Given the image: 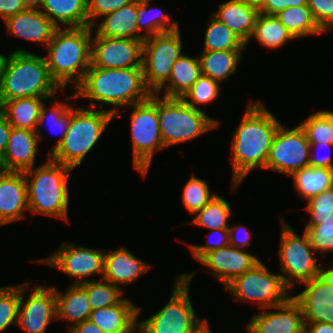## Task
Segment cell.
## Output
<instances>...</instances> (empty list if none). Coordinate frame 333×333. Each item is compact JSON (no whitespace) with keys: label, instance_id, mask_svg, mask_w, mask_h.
I'll list each match as a JSON object with an SVG mask.
<instances>
[{"label":"cell","instance_id":"obj_1","mask_svg":"<svg viewBox=\"0 0 333 333\" xmlns=\"http://www.w3.org/2000/svg\"><path fill=\"white\" fill-rule=\"evenodd\" d=\"M280 121L261 100H251L232 136V183L237 189L251 170L265 169Z\"/></svg>","mask_w":333,"mask_h":333},{"label":"cell","instance_id":"obj_2","mask_svg":"<svg viewBox=\"0 0 333 333\" xmlns=\"http://www.w3.org/2000/svg\"><path fill=\"white\" fill-rule=\"evenodd\" d=\"M152 95L144 81L142 67L100 68L90 65L83 81L74 88L71 95L64 99L86 98L91 107L112 105L109 112L120 117V107L127 108L133 104L146 101ZM97 101L99 103H95Z\"/></svg>","mask_w":333,"mask_h":333},{"label":"cell","instance_id":"obj_3","mask_svg":"<svg viewBox=\"0 0 333 333\" xmlns=\"http://www.w3.org/2000/svg\"><path fill=\"white\" fill-rule=\"evenodd\" d=\"M280 224L282 229L278 256L284 284L291 291L295 282L299 285L301 283L305 288L300 294L333 298V267L330 264L325 267L317 264L318 257L305 232L300 237L282 216Z\"/></svg>","mask_w":333,"mask_h":333},{"label":"cell","instance_id":"obj_4","mask_svg":"<svg viewBox=\"0 0 333 333\" xmlns=\"http://www.w3.org/2000/svg\"><path fill=\"white\" fill-rule=\"evenodd\" d=\"M57 28L44 56L51 78L63 90L76 88L91 65L92 27Z\"/></svg>","mask_w":333,"mask_h":333},{"label":"cell","instance_id":"obj_5","mask_svg":"<svg viewBox=\"0 0 333 333\" xmlns=\"http://www.w3.org/2000/svg\"><path fill=\"white\" fill-rule=\"evenodd\" d=\"M62 89L51 78L44 56L19 48L5 56L0 74V106L24 97H55Z\"/></svg>","mask_w":333,"mask_h":333},{"label":"cell","instance_id":"obj_6","mask_svg":"<svg viewBox=\"0 0 333 333\" xmlns=\"http://www.w3.org/2000/svg\"><path fill=\"white\" fill-rule=\"evenodd\" d=\"M46 157L44 164L24 172L29 211L68 221L67 179L73 169L52 160L48 155Z\"/></svg>","mask_w":333,"mask_h":333},{"label":"cell","instance_id":"obj_7","mask_svg":"<svg viewBox=\"0 0 333 333\" xmlns=\"http://www.w3.org/2000/svg\"><path fill=\"white\" fill-rule=\"evenodd\" d=\"M114 115L107 109L69 108V124L63 141L48 156L74 169L94 148Z\"/></svg>","mask_w":333,"mask_h":333},{"label":"cell","instance_id":"obj_8","mask_svg":"<svg viewBox=\"0 0 333 333\" xmlns=\"http://www.w3.org/2000/svg\"><path fill=\"white\" fill-rule=\"evenodd\" d=\"M196 272L176 276L168 303L148 319L138 321L137 333H201L209 326L207 319L198 318L189 296Z\"/></svg>","mask_w":333,"mask_h":333},{"label":"cell","instance_id":"obj_9","mask_svg":"<svg viewBox=\"0 0 333 333\" xmlns=\"http://www.w3.org/2000/svg\"><path fill=\"white\" fill-rule=\"evenodd\" d=\"M158 118L165 148L195 139L220 124L219 120L209 117L204 110L189 106L182 98L159 94Z\"/></svg>","mask_w":333,"mask_h":333},{"label":"cell","instance_id":"obj_10","mask_svg":"<svg viewBox=\"0 0 333 333\" xmlns=\"http://www.w3.org/2000/svg\"><path fill=\"white\" fill-rule=\"evenodd\" d=\"M127 108L132 109L130 116L132 164L136 171L145 177L154 153L165 149L158 118V94L152 93L146 101Z\"/></svg>","mask_w":333,"mask_h":333},{"label":"cell","instance_id":"obj_11","mask_svg":"<svg viewBox=\"0 0 333 333\" xmlns=\"http://www.w3.org/2000/svg\"><path fill=\"white\" fill-rule=\"evenodd\" d=\"M237 301H251L261 309L285 303L290 297L281 274L272 273L259 261L225 287Z\"/></svg>","mask_w":333,"mask_h":333},{"label":"cell","instance_id":"obj_12","mask_svg":"<svg viewBox=\"0 0 333 333\" xmlns=\"http://www.w3.org/2000/svg\"><path fill=\"white\" fill-rule=\"evenodd\" d=\"M180 29L147 37L142 45L144 81L157 93L168 81L174 62L183 54Z\"/></svg>","mask_w":333,"mask_h":333},{"label":"cell","instance_id":"obj_13","mask_svg":"<svg viewBox=\"0 0 333 333\" xmlns=\"http://www.w3.org/2000/svg\"><path fill=\"white\" fill-rule=\"evenodd\" d=\"M321 298L311 294L291 296L285 303L254 314L247 323L249 333H301L305 330V321L309 310Z\"/></svg>","mask_w":333,"mask_h":333},{"label":"cell","instance_id":"obj_14","mask_svg":"<svg viewBox=\"0 0 333 333\" xmlns=\"http://www.w3.org/2000/svg\"><path fill=\"white\" fill-rule=\"evenodd\" d=\"M310 142L304 130L297 125L289 129L280 125L274 136L266 161V170L291 175L309 166Z\"/></svg>","mask_w":333,"mask_h":333},{"label":"cell","instance_id":"obj_15","mask_svg":"<svg viewBox=\"0 0 333 333\" xmlns=\"http://www.w3.org/2000/svg\"><path fill=\"white\" fill-rule=\"evenodd\" d=\"M104 252L95 248H87L76 243H62L60 248L52 252L50 256L37 259L36 262L47 264L65 274L75 278L74 284H81L90 279L89 276L100 274L101 279L104 272ZM89 278V279H88Z\"/></svg>","mask_w":333,"mask_h":333},{"label":"cell","instance_id":"obj_16","mask_svg":"<svg viewBox=\"0 0 333 333\" xmlns=\"http://www.w3.org/2000/svg\"><path fill=\"white\" fill-rule=\"evenodd\" d=\"M29 285L30 282L20 284L17 326L26 333H46L48 325L56 320L55 287L36 285L28 298L24 299Z\"/></svg>","mask_w":333,"mask_h":333},{"label":"cell","instance_id":"obj_17","mask_svg":"<svg viewBox=\"0 0 333 333\" xmlns=\"http://www.w3.org/2000/svg\"><path fill=\"white\" fill-rule=\"evenodd\" d=\"M91 40V65L100 68L142 67L143 40L111 38L94 32Z\"/></svg>","mask_w":333,"mask_h":333},{"label":"cell","instance_id":"obj_18","mask_svg":"<svg viewBox=\"0 0 333 333\" xmlns=\"http://www.w3.org/2000/svg\"><path fill=\"white\" fill-rule=\"evenodd\" d=\"M259 261L257 256L248 253L246 249L228 245L206 253L198 262L210 269L211 274L226 287Z\"/></svg>","mask_w":333,"mask_h":333},{"label":"cell","instance_id":"obj_19","mask_svg":"<svg viewBox=\"0 0 333 333\" xmlns=\"http://www.w3.org/2000/svg\"><path fill=\"white\" fill-rule=\"evenodd\" d=\"M29 211L24 172L0 170V226L26 218Z\"/></svg>","mask_w":333,"mask_h":333},{"label":"cell","instance_id":"obj_20","mask_svg":"<svg viewBox=\"0 0 333 333\" xmlns=\"http://www.w3.org/2000/svg\"><path fill=\"white\" fill-rule=\"evenodd\" d=\"M39 143L36 131L12 127L0 170L25 172L34 168Z\"/></svg>","mask_w":333,"mask_h":333},{"label":"cell","instance_id":"obj_21","mask_svg":"<svg viewBox=\"0 0 333 333\" xmlns=\"http://www.w3.org/2000/svg\"><path fill=\"white\" fill-rule=\"evenodd\" d=\"M7 32L24 40L48 45L58 28L39 8H26L4 21Z\"/></svg>","mask_w":333,"mask_h":333},{"label":"cell","instance_id":"obj_22","mask_svg":"<svg viewBox=\"0 0 333 333\" xmlns=\"http://www.w3.org/2000/svg\"><path fill=\"white\" fill-rule=\"evenodd\" d=\"M141 310L124 297L117 304L92 310L88 320L105 333H137Z\"/></svg>","mask_w":333,"mask_h":333},{"label":"cell","instance_id":"obj_23","mask_svg":"<svg viewBox=\"0 0 333 333\" xmlns=\"http://www.w3.org/2000/svg\"><path fill=\"white\" fill-rule=\"evenodd\" d=\"M151 265L139 259L127 248L121 246L117 250L104 252L103 280L116 286L134 283L151 268Z\"/></svg>","mask_w":333,"mask_h":333},{"label":"cell","instance_id":"obj_24","mask_svg":"<svg viewBox=\"0 0 333 333\" xmlns=\"http://www.w3.org/2000/svg\"><path fill=\"white\" fill-rule=\"evenodd\" d=\"M218 21L228 26L245 44L251 42L255 21L259 14L256 7L241 0H227L218 5V11L210 13Z\"/></svg>","mask_w":333,"mask_h":333},{"label":"cell","instance_id":"obj_25","mask_svg":"<svg viewBox=\"0 0 333 333\" xmlns=\"http://www.w3.org/2000/svg\"><path fill=\"white\" fill-rule=\"evenodd\" d=\"M102 18L101 23L92 26L97 35L138 40L137 0Z\"/></svg>","mask_w":333,"mask_h":333},{"label":"cell","instance_id":"obj_26","mask_svg":"<svg viewBox=\"0 0 333 333\" xmlns=\"http://www.w3.org/2000/svg\"><path fill=\"white\" fill-rule=\"evenodd\" d=\"M53 287L56 295V320L70 321V329L89 319L92 308L86 291L79 284H72L64 294L56 286Z\"/></svg>","mask_w":333,"mask_h":333},{"label":"cell","instance_id":"obj_27","mask_svg":"<svg viewBox=\"0 0 333 333\" xmlns=\"http://www.w3.org/2000/svg\"><path fill=\"white\" fill-rule=\"evenodd\" d=\"M201 75L199 57H189L182 54L173 64L168 83L157 94L170 98H182Z\"/></svg>","mask_w":333,"mask_h":333},{"label":"cell","instance_id":"obj_28","mask_svg":"<svg viewBox=\"0 0 333 333\" xmlns=\"http://www.w3.org/2000/svg\"><path fill=\"white\" fill-rule=\"evenodd\" d=\"M39 9L58 28L88 26L87 0H42Z\"/></svg>","mask_w":333,"mask_h":333},{"label":"cell","instance_id":"obj_29","mask_svg":"<svg viewBox=\"0 0 333 333\" xmlns=\"http://www.w3.org/2000/svg\"><path fill=\"white\" fill-rule=\"evenodd\" d=\"M54 97H24L5 101L0 108L12 127L37 131L44 101Z\"/></svg>","mask_w":333,"mask_h":333},{"label":"cell","instance_id":"obj_30","mask_svg":"<svg viewBox=\"0 0 333 333\" xmlns=\"http://www.w3.org/2000/svg\"><path fill=\"white\" fill-rule=\"evenodd\" d=\"M244 50L202 51L199 55L201 74L219 83L236 72Z\"/></svg>","mask_w":333,"mask_h":333},{"label":"cell","instance_id":"obj_31","mask_svg":"<svg viewBox=\"0 0 333 333\" xmlns=\"http://www.w3.org/2000/svg\"><path fill=\"white\" fill-rule=\"evenodd\" d=\"M149 2L150 0H137L138 40H144L147 37L157 34L179 30L178 22H171L170 16L162 11V9H148L150 6ZM142 31L145 33L140 34Z\"/></svg>","mask_w":333,"mask_h":333},{"label":"cell","instance_id":"obj_32","mask_svg":"<svg viewBox=\"0 0 333 333\" xmlns=\"http://www.w3.org/2000/svg\"><path fill=\"white\" fill-rule=\"evenodd\" d=\"M294 188L308 200L333 187V170L320 167H305L292 175Z\"/></svg>","mask_w":333,"mask_h":333},{"label":"cell","instance_id":"obj_33","mask_svg":"<svg viewBox=\"0 0 333 333\" xmlns=\"http://www.w3.org/2000/svg\"><path fill=\"white\" fill-rule=\"evenodd\" d=\"M268 49L283 47L289 40L295 39L286 27L279 21L276 15L259 13L251 38Z\"/></svg>","mask_w":333,"mask_h":333},{"label":"cell","instance_id":"obj_34","mask_svg":"<svg viewBox=\"0 0 333 333\" xmlns=\"http://www.w3.org/2000/svg\"><path fill=\"white\" fill-rule=\"evenodd\" d=\"M276 17L295 39L325 33L316 23L308 5L287 7Z\"/></svg>","mask_w":333,"mask_h":333},{"label":"cell","instance_id":"obj_35","mask_svg":"<svg viewBox=\"0 0 333 333\" xmlns=\"http://www.w3.org/2000/svg\"><path fill=\"white\" fill-rule=\"evenodd\" d=\"M205 29L202 51L245 50L246 44L225 24L211 14Z\"/></svg>","mask_w":333,"mask_h":333},{"label":"cell","instance_id":"obj_36","mask_svg":"<svg viewBox=\"0 0 333 333\" xmlns=\"http://www.w3.org/2000/svg\"><path fill=\"white\" fill-rule=\"evenodd\" d=\"M232 215V207L227 200L215 195L200 209L190 223L209 230L228 229V219Z\"/></svg>","mask_w":333,"mask_h":333},{"label":"cell","instance_id":"obj_37","mask_svg":"<svg viewBox=\"0 0 333 333\" xmlns=\"http://www.w3.org/2000/svg\"><path fill=\"white\" fill-rule=\"evenodd\" d=\"M52 99H55V97L44 101V103L42 104V107L40 109L39 124L36 131L39 136V140H42L43 136L41 132V125H43L44 123H46L45 121H47L50 124L49 126L52 132L56 131L58 134L61 133V137H59V139L57 140L54 148L49 151L50 153L63 141L69 124V108L71 106V103H65V100H63V102L56 100L53 105L50 106V108L46 107L45 102H51Z\"/></svg>","mask_w":333,"mask_h":333},{"label":"cell","instance_id":"obj_38","mask_svg":"<svg viewBox=\"0 0 333 333\" xmlns=\"http://www.w3.org/2000/svg\"><path fill=\"white\" fill-rule=\"evenodd\" d=\"M299 125L310 143L333 144V111H316Z\"/></svg>","mask_w":333,"mask_h":333},{"label":"cell","instance_id":"obj_39","mask_svg":"<svg viewBox=\"0 0 333 333\" xmlns=\"http://www.w3.org/2000/svg\"><path fill=\"white\" fill-rule=\"evenodd\" d=\"M88 296L92 310L117 304L122 298L124 291L106 280H93L79 284Z\"/></svg>","mask_w":333,"mask_h":333},{"label":"cell","instance_id":"obj_40","mask_svg":"<svg viewBox=\"0 0 333 333\" xmlns=\"http://www.w3.org/2000/svg\"><path fill=\"white\" fill-rule=\"evenodd\" d=\"M216 193H211L209 184L192 174L182 192V202L189 214H196Z\"/></svg>","mask_w":333,"mask_h":333},{"label":"cell","instance_id":"obj_41","mask_svg":"<svg viewBox=\"0 0 333 333\" xmlns=\"http://www.w3.org/2000/svg\"><path fill=\"white\" fill-rule=\"evenodd\" d=\"M305 330L308 333H333V298H321L309 310Z\"/></svg>","mask_w":333,"mask_h":333},{"label":"cell","instance_id":"obj_42","mask_svg":"<svg viewBox=\"0 0 333 333\" xmlns=\"http://www.w3.org/2000/svg\"><path fill=\"white\" fill-rule=\"evenodd\" d=\"M20 304V284L0 287V333L17 325Z\"/></svg>","mask_w":333,"mask_h":333},{"label":"cell","instance_id":"obj_43","mask_svg":"<svg viewBox=\"0 0 333 333\" xmlns=\"http://www.w3.org/2000/svg\"><path fill=\"white\" fill-rule=\"evenodd\" d=\"M220 86L218 81L201 74L182 99L189 106H192L195 109H200L196 105H207L216 100L220 93Z\"/></svg>","mask_w":333,"mask_h":333},{"label":"cell","instance_id":"obj_44","mask_svg":"<svg viewBox=\"0 0 333 333\" xmlns=\"http://www.w3.org/2000/svg\"><path fill=\"white\" fill-rule=\"evenodd\" d=\"M305 211L310 213L306 227H314L323 223V219L333 214V187L309 198Z\"/></svg>","mask_w":333,"mask_h":333},{"label":"cell","instance_id":"obj_45","mask_svg":"<svg viewBox=\"0 0 333 333\" xmlns=\"http://www.w3.org/2000/svg\"><path fill=\"white\" fill-rule=\"evenodd\" d=\"M304 232L309 238L313 249L319 254L333 251V214L323 219V223L314 227H305Z\"/></svg>","mask_w":333,"mask_h":333},{"label":"cell","instance_id":"obj_46","mask_svg":"<svg viewBox=\"0 0 333 333\" xmlns=\"http://www.w3.org/2000/svg\"><path fill=\"white\" fill-rule=\"evenodd\" d=\"M134 0H87L88 26L97 24L96 18L110 14Z\"/></svg>","mask_w":333,"mask_h":333},{"label":"cell","instance_id":"obj_47","mask_svg":"<svg viewBox=\"0 0 333 333\" xmlns=\"http://www.w3.org/2000/svg\"><path fill=\"white\" fill-rule=\"evenodd\" d=\"M318 26L325 32L333 27V0H307Z\"/></svg>","mask_w":333,"mask_h":333},{"label":"cell","instance_id":"obj_48","mask_svg":"<svg viewBox=\"0 0 333 333\" xmlns=\"http://www.w3.org/2000/svg\"><path fill=\"white\" fill-rule=\"evenodd\" d=\"M210 232L212 234L208 237H216L215 240L212 239L213 241H208L205 245L188 244L192 256L197 261H199L206 253L212 250L220 249L230 245L229 229L210 230ZM214 234L217 236H214Z\"/></svg>","mask_w":333,"mask_h":333},{"label":"cell","instance_id":"obj_49","mask_svg":"<svg viewBox=\"0 0 333 333\" xmlns=\"http://www.w3.org/2000/svg\"><path fill=\"white\" fill-rule=\"evenodd\" d=\"M307 5V0H265L259 13L276 15L287 7Z\"/></svg>","mask_w":333,"mask_h":333},{"label":"cell","instance_id":"obj_50","mask_svg":"<svg viewBox=\"0 0 333 333\" xmlns=\"http://www.w3.org/2000/svg\"><path fill=\"white\" fill-rule=\"evenodd\" d=\"M314 147L315 149L319 148V150H324V148L331 149L333 147V144H327V143H310V161H309V166L310 167H320V168H327V169H332L333 170V159L331 156H321V153L318 154H313L314 152ZM332 151V149L330 150Z\"/></svg>","mask_w":333,"mask_h":333},{"label":"cell","instance_id":"obj_51","mask_svg":"<svg viewBox=\"0 0 333 333\" xmlns=\"http://www.w3.org/2000/svg\"><path fill=\"white\" fill-rule=\"evenodd\" d=\"M230 245L239 249L249 247L251 235L244 225L229 226ZM245 231V233L243 232ZM241 233V234H239ZM244 233V234H243Z\"/></svg>","mask_w":333,"mask_h":333},{"label":"cell","instance_id":"obj_52","mask_svg":"<svg viewBox=\"0 0 333 333\" xmlns=\"http://www.w3.org/2000/svg\"><path fill=\"white\" fill-rule=\"evenodd\" d=\"M26 8L22 0H0V18L4 22L8 17L21 13Z\"/></svg>","mask_w":333,"mask_h":333},{"label":"cell","instance_id":"obj_53","mask_svg":"<svg viewBox=\"0 0 333 333\" xmlns=\"http://www.w3.org/2000/svg\"><path fill=\"white\" fill-rule=\"evenodd\" d=\"M12 126L9 123L4 111L0 108V159L3 157Z\"/></svg>","mask_w":333,"mask_h":333},{"label":"cell","instance_id":"obj_54","mask_svg":"<svg viewBox=\"0 0 333 333\" xmlns=\"http://www.w3.org/2000/svg\"><path fill=\"white\" fill-rule=\"evenodd\" d=\"M68 333H105L90 320H85L68 330Z\"/></svg>","mask_w":333,"mask_h":333},{"label":"cell","instance_id":"obj_55","mask_svg":"<svg viewBox=\"0 0 333 333\" xmlns=\"http://www.w3.org/2000/svg\"><path fill=\"white\" fill-rule=\"evenodd\" d=\"M27 8H39L42 0H22Z\"/></svg>","mask_w":333,"mask_h":333},{"label":"cell","instance_id":"obj_56","mask_svg":"<svg viewBox=\"0 0 333 333\" xmlns=\"http://www.w3.org/2000/svg\"><path fill=\"white\" fill-rule=\"evenodd\" d=\"M246 4L256 7L258 10L263 6L265 0H241Z\"/></svg>","mask_w":333,"mask_h":333},{"label":"cell","instance_id":"obj_57","mask_svg":"<svg viewBox=\"0 0 333 333\" xmlns=\"http://www.w3.org/2000/svg\"><path fill=\"white\" fill-rule=\"evenodd\" d=\"M4 59H5V56L3 54H0V74H1V69H2Z\"/></svg>","mask_w":333,"mask_h":333},{"label":"cell","instance_id":"obj_58","mask_svg":"<svg viewBox=\"0 0 333 333\" xmlns=\"http://www.w3.org/2000/svg\"><path fill=\"white\" fill-rule=\"evenodd\" d=\"M201 333H212L210 325L206 329H204Z\"/></svg>","mask_w":333,"mask_h":333}]
</instances>
